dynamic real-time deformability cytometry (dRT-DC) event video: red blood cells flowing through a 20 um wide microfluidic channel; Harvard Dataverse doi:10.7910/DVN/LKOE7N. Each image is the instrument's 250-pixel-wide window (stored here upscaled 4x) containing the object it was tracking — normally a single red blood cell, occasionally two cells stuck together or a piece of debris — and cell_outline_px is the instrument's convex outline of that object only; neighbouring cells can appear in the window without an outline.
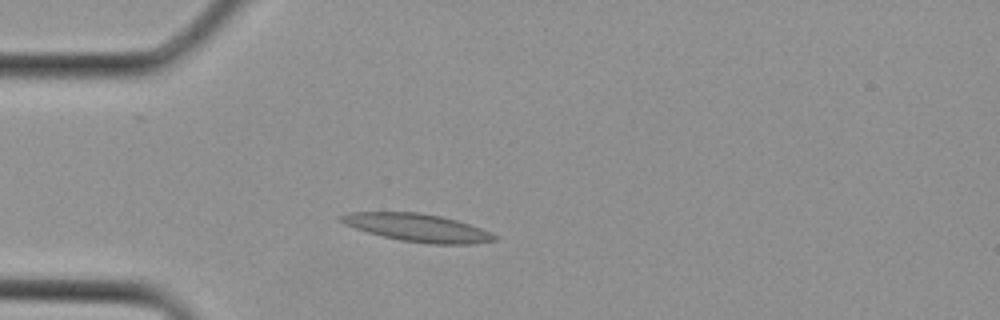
{"species": "Egyptian fruit bat (a non-hibernating species)", "species_latin": "Rousettus aegyptiacus", "temperature_condition": "cold", "stored_images_in_passage": 1, "camera_frame_rate_fps": 3000, "um_per_image_px": 0.085, "animal": {"sex": "female"}, "frame": {"image": 1, "passage_image": 1, "time_ms": 0.0, "image_size_px": [1000, 320], "cell_outline_px": [[496, 240], [472, 244], [432, 244], [400, 240], [368, 232], [344, 224], [336, 216], [348, 212], [420, 212], [440, 216], [456, 220], [480, 228], [496, 236]], "centroid_in_image_um": [35.44, 19.34], "position_along_channel_um": 49.6, "area_um2": 24.62}}